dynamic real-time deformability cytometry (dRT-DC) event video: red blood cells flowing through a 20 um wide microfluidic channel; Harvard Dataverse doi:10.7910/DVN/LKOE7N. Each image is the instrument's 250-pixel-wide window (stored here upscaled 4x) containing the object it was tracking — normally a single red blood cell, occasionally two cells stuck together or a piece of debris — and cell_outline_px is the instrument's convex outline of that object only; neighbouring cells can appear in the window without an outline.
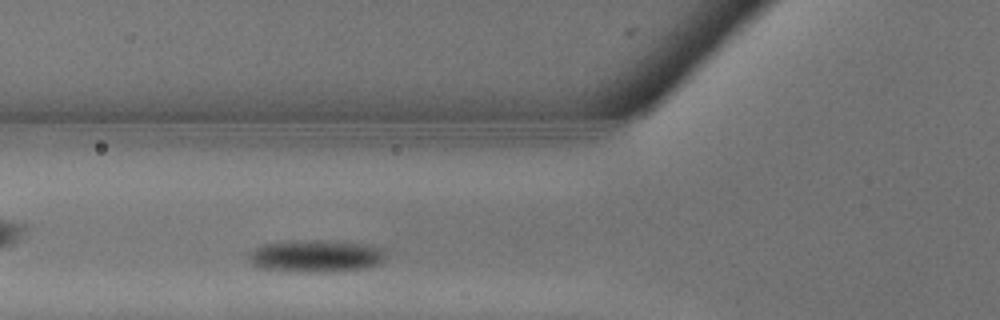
{"species": "common noctule bat (a hibernating species)", "species_latin": "Nyctalus noctula", "temperature_condition": "warm", "stored_images_in_passage": 2, "camera_frame_rate_fps": 3000, "um_per_image_px": 0.085, "animal": {"sex": "male", "body_mass_g": 13.3}, "frame": {"image": 1, "passage_image": 2, "time_ms": 0.333, "image_size_px": [1000, 320], "cell_outline_px": [[388, 256], [376, 264], [364, 268], [324, 272], [292, 272], [260, 268], [252, 264], [248, 260], [248, 252], [252, 248], [264, 244], [296, 240], [328, 240], [368, 244], [384, 248], [388, 252]], "centroid_in_image_um": [26.83, 21.75], "position_along_channel_um": 99.0, "area_um2": 26.3}}